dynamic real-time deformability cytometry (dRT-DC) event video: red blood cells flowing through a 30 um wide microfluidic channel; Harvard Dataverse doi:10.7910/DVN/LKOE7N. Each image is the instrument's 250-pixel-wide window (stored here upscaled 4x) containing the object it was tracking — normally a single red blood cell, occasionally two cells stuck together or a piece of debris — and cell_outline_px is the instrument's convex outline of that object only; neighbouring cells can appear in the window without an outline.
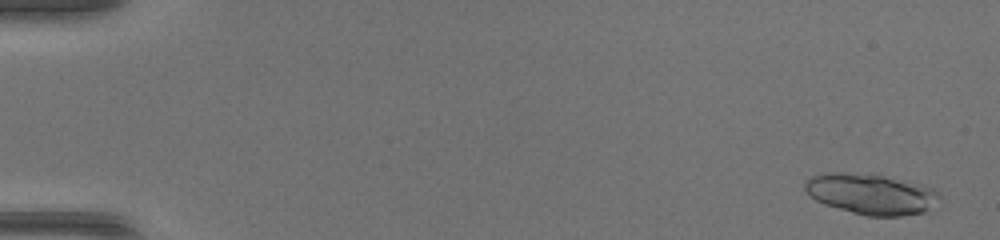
{"species": "common noctule bat (a hibernating species)", "species_latin": "Nyctalus noctula", "temperature_condition": "warm", "stored_images_in_passage": 27, "camera_frame_rate_fps": 3000, "um_per_image_px": 0.085, "animal": {"sex": "female", "body_mass_g": 17.0, "forearm_length_mm": 48.0}, "frame": {"image": 1, "passage_image": 2, "time_ms": 0.333, "image_size_px": [1000, 240], "cell_outline_px": [[940, 196], [924, 212], [900, 216], [864, 216], [824, 204], [816, 200], [804, 188], [804, 184], [812, 176], [824, 172], [844, 172], [884, 176], [920, 184], [932, 188]], "centroid_in_image_um": [73.99, 16.49], "position_along_channel_um": 11.0, "area_um2": 31.39}}
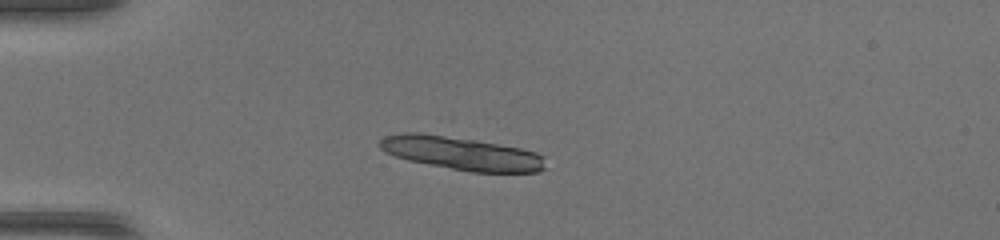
{"frame": {"image": 2, "passage_image": 14, "time_ms": 4.333, "image_size_px": [1000, 240], "cell_outline_px": [[544, 168], [540, 172], [472, 172], [408, 160], [384, 152], [376, 144], [384, 136], [404, 132], [420, 132], [452, 136], [476, 140], [520, 148], [536, 152], [544, 156]], "centroid_in_image_um": [39.19, 13.02], "position_along_channel_um": 45.8, "area_um2": 32.14}}
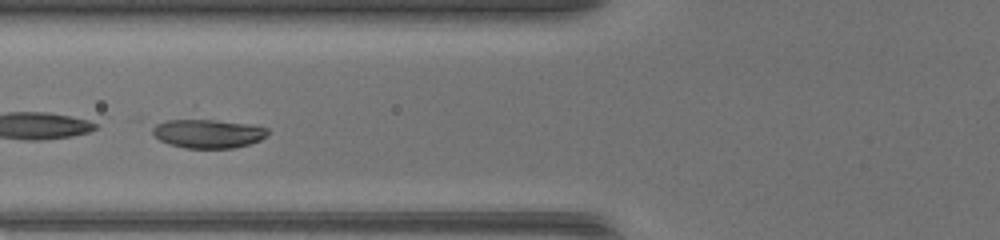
{"frame": {"image": 3, "passage_image": 21, "time_ms": 6.667, "image_size_px": [1000, 240], "cell_outline_px": [[268, 132], [260, 140], [248, 144], [232, 148], [184, 148], [168, 144], [160, 140], [136, 120], [136, 116], [140, 112], [216, 120], [252, 124], [268, 128]], "centroid_in_image_um": [17.03, 11.17], "position_along_channel_um": 108.8, "area_um2": 22.72}}